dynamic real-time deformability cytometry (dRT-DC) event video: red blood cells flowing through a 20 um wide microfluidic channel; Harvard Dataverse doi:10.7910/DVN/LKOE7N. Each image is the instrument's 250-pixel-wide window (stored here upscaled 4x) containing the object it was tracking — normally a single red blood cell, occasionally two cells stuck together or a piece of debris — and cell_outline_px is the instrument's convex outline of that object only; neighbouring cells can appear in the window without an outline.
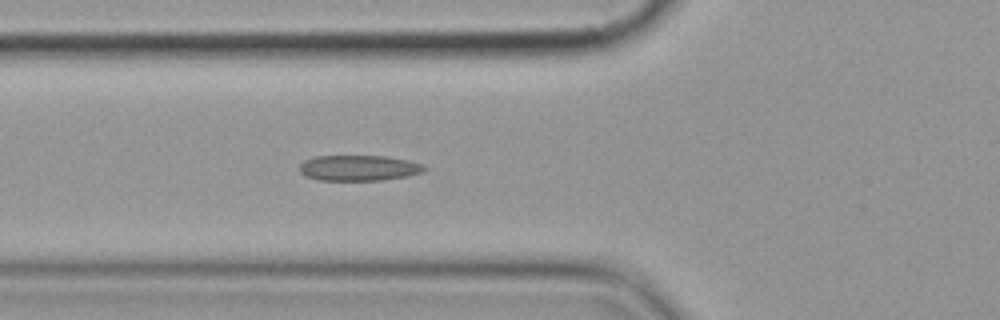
{"species": "common noctule bat (a hibernating species)", "species_latin": "Nyctalus noctula", "temperature_condition": "cold", "stored_images_in_passage": 7, "camera_frame_rate_fps": 3000, "um_per_image_px": 0.085, "animal": {"sex": "female", "body_mass_g": 19.9}, "frame": {"image": 1, "passage_image": 7, "time_ms": 6.667, "image_size_px": [1000, 320], "cell_outline_px": [[428, 168], [420, 172], [408, 176], [380, 180], [320, 180], [304, 176], [300, 172], [300, 164], [304, 160], [312, 156], [388, 156], [408, 160], [424, 164]], "centroid_in_image_um": [30.49, 14.27], "position_along_channel_um": 95.3, "area_um2": 18.73}}